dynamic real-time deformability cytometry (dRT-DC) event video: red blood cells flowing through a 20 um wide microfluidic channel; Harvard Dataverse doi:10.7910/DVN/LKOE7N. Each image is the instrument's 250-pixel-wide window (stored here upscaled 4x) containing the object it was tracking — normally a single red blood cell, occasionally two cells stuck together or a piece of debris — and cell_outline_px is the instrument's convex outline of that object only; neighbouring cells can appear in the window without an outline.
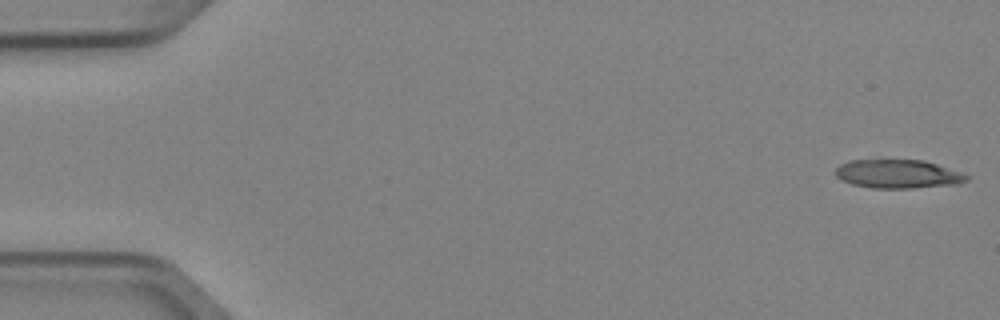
{"species": "Egyptian fruit bat (a non-hibernating species)", "species_latin": "Rousettus aegyptiacus", "temperature_condition": "cold", "stored_images_in_passage": 5, "camera_frame_rate_fps": 3000, "um_per_image_px": 0.085, "animal": {"sex": "female"}, "frame": {"image": 1, "passage_image": 1, "time_ms": 0.0, "image_size_px": [1000, 320], "cell_outline_px": [[972, 176], [968, 180], [956, 184], [912, 188], [872, 188], [852, 184], [840, 180], [836, 176], [836, 168], [840, 164], [848, 160], [924, 160]], "centroid_in_image_um": [76.31, 14.79], "position_along_channel_um": 8.7, "area_um2": 21.91}}
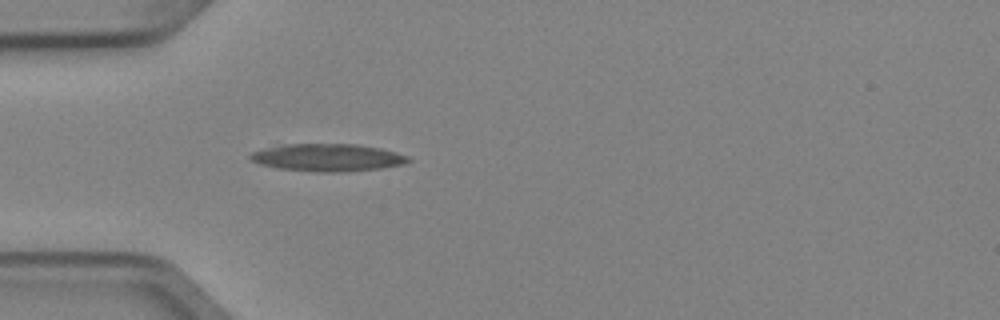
{"frame": {"image": 2, "passage_image": 5, "time_ms": 1.333, "image_size_px": [1000, 320], "cell_outline_px": [[412, 160], [404, 164], [384, 168], [344, 172], [316, 172], [276, 168], [260, 164], [252, 160], [248, 156], [252, 152], [264, 148], [288, 144], [356, 144], [380, 148], [396, 152], [408, 156]], "centroid_in_image_um": [27.88, 13.4], "position_along_channel_um": 57.1, "area_um2": 25.43}}